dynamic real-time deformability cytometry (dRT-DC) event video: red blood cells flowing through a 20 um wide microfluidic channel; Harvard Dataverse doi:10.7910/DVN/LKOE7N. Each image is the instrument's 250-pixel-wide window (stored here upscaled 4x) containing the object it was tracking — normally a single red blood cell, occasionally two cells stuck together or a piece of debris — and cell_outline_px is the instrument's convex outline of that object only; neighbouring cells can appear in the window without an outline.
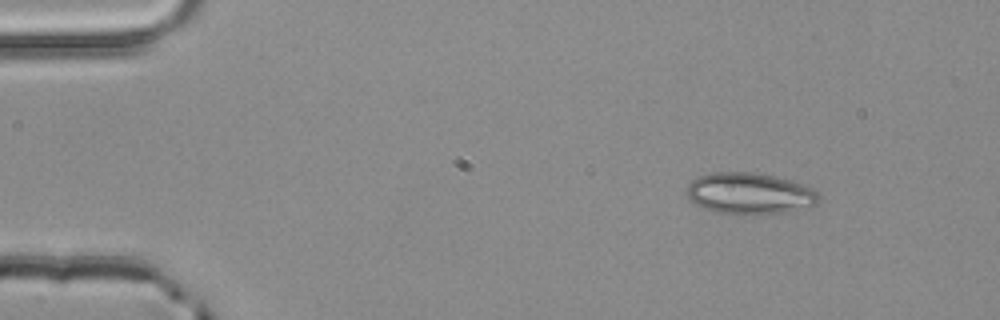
{"species": "common noctule bat (a hibernating species)", "species_latin": "Nyctalus noctula", "temperature_condition": "room temperature", "stored_images_in_passage": 3, "camera_frame_rate_fps": 3000, "um_per_image_px": 0.085, "animal": {"sex": "male", "body_mass_g": 20.4}, "frame": {"image": 1, "passage_image": 1, "time_ms": 0.0, "image_size_px": [1000, 320], "cell_outline_px": [[820, 200], [816, 204], [792, 212], [756, 216], [736, 216], [716, 212], [704, 208], [696, 204], [688, 196], [688, 184], [696, 176], [712, 172], [752, 172], [772, 176], [804, 184], [812, 188], [820, 196]], "centroid_in_image_um": [63.73, 16.48], "position_along_channel_um": 21.3, "area_um2": 32.54}}